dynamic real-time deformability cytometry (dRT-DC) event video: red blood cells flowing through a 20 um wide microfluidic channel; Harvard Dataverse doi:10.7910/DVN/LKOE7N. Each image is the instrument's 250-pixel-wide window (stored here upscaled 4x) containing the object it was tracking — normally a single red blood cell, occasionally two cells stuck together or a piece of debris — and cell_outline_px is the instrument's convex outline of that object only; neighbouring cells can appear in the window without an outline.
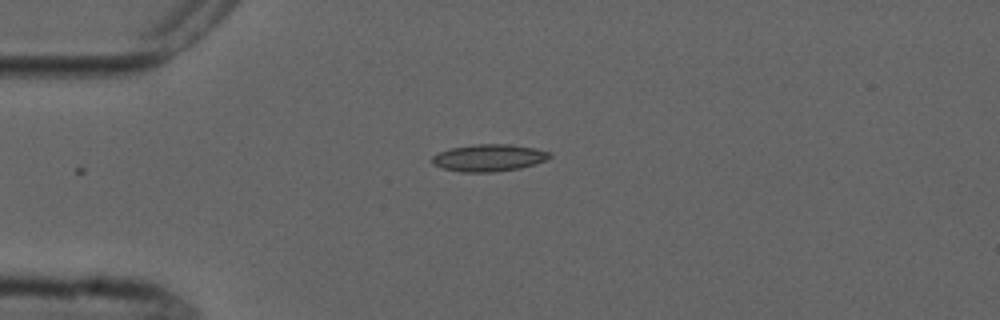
{"species": "common noctule bat (a hibernating species)", "species_latin": "Nyctalus noctula", "temperature_condition": "cold", "stored_images_in_passage": 4, "camera_frame_rate_fps": 3000, "um_per_image_px": 0.085, "animal": {"sex": "male", "forearm_length_mm": 52.5}, "frame": {"image": 1, "passage_image": 4, "time_ms": 3.667, "image_size_px": [1000, 320], "cell_outline_px": [[552, 156], [544, 160], [520, 168], [492, 172], [460, 172], [440, 168], [432, 164], [432, 156], [440, 152], [452, 148], [476, 144], [508, 144], [532, 148], [552, 152]], "centroid_in_image_um": [41.51, 13.42], "position_along_channel_um": 43.5, "area_um2": 18.38}}